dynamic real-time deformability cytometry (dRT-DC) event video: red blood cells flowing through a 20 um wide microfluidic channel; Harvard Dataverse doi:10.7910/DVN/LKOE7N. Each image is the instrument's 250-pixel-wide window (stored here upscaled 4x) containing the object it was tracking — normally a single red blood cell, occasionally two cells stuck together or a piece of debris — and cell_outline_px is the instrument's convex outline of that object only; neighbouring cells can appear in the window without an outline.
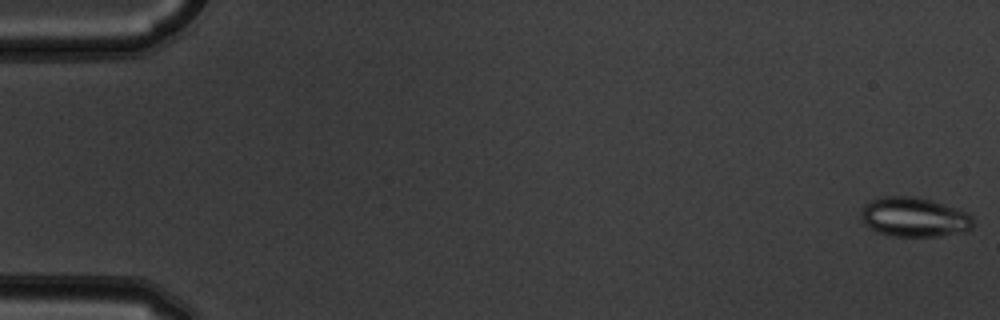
{"species": "common noctule bat (a hibernating species)", "species_latin": "Nyctalus noctula", "temperature_condition": "warm", "stored_images_in_passage": 6, "camera_frame_rate_fps": 3000, "um_per_image_px": 0.085, "animal": {"sex": "male", "body_mass_g": 19.5, "forearm_length_mm": 54.6}, "frame": {"image": 1, "passage_image": 1, "time_ms": 0.0, "image_size_px": [1000, 320], "cell_outline_px": [[972, 228], [968, 232], [940, 236], [892, 236], [876, 232], [864, 224], [860, 216], [860, 212], [864, 204], [880, 196], [912, 196], [932, 200], [968, 212], [972, 216]], "centroid_in_image_um": [77.7, 18.46], "position_along_channel_um": 7.3, "area_um2": 26.18}}
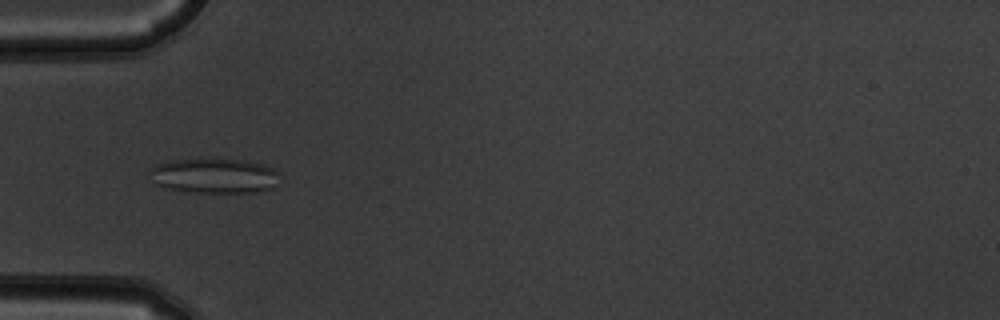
{"frame": {"image": 2, "passage_image": 6, "time_ms": 1.667, "image_size_px": [1000, 320], "cell_outline_px": [[280, 172], [276, 184], [272, 188], [256, 192], [196, 192], [164, 188], [152, 184], [148, 168], [156, 164], [168, 160], [216, 156], [248, 160], [264, 164], [276, 168]], "centroid_in_image_um": [18.18, 14.88], "position_along_channel_um": 66.8, "area_um2": 27.86}}